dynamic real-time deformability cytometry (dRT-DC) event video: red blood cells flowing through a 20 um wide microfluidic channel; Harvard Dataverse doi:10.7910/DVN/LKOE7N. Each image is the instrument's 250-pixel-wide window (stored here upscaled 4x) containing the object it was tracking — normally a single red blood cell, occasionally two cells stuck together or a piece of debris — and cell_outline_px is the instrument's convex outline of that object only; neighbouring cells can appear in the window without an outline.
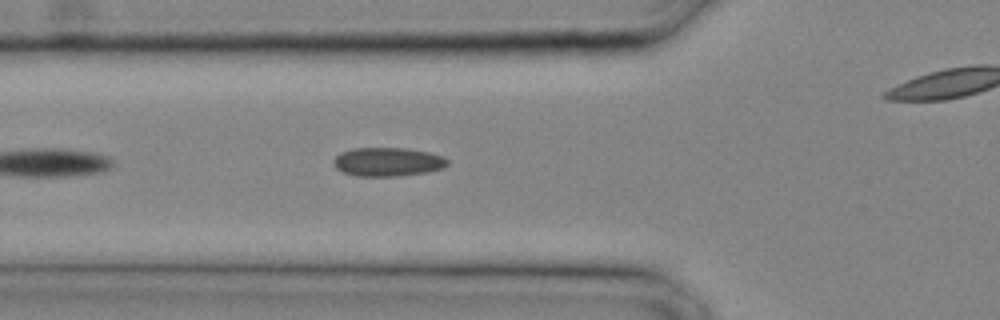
{"species": "common noctule bat (a hibernating species)", "species_latin": "Nyctalus noctula", "temperature_condition": "cold", "stored_images_in_passage": 22, "camera_frame_rate_fps": 3000, "um_per_image_px": 0.085, "animal": {"sex": "male", "body_mass_g": 20.4}, "frame": {"image": 1, "passage_image": 10, "time_ms": 3.0, "image_size_px": [1000, 320], "cell_outline_px": [[448, 164], [444, 168], [428, 172], [400, 176], [356, 176], [344, 172], [336, 168], [332, 164], [332, 160], [340, 152], [352, 148], [408, 148], [428, 152], [444, 156], [448, 160]], "centroid_in_image_um": [32.96, 13.76], "position_along_channel_um": 92.8, "area_um2": 19.36}}
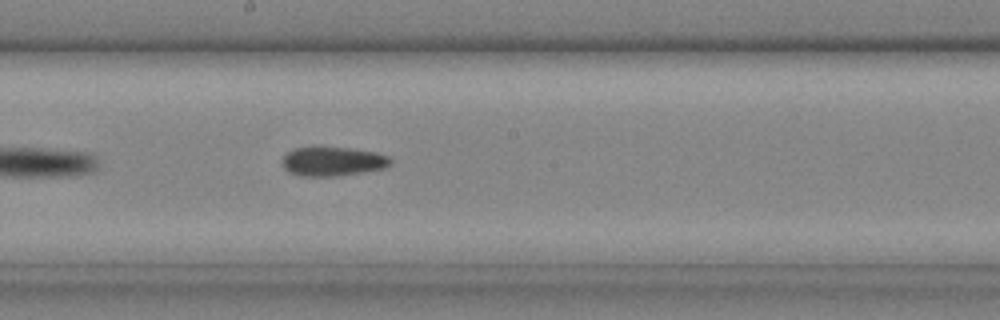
{"frame": {"image": 2, "passage_image": 16, "time_ms": 5.0, "image_size_px": [1000, 320], "cell_outline_px": [[392, 164], [384, 168], [336, 176], [304, 176], [288, 172], [284, 168], [284, 156], [292, 148], [316, 144], [348, 148], [376, 152], [388, 156], [392, 160]], "centroid_in_image_um": [28.26, 13.67], "position_along_channel_um": 219.9, "area_um2": 18.84}}
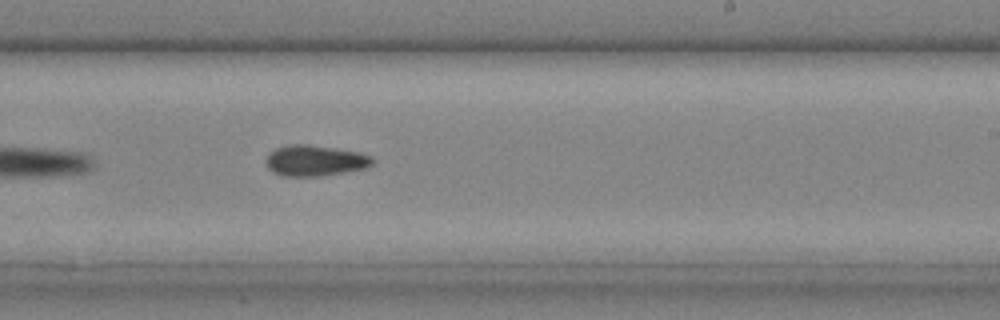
{"frame": {"image": 3, "passage_image": 18, "time_ms": 5.667, "image_size_px": [1000, 320], "cell_outline_px": [[376, 160], [368, 168], [320, 176], [280, 176], [272, 172], [268, 168], [264, 160], [268, 152], [276, 148], [292, 144], [308, 144], [336, 148], [360, 152], [372, 156]], "centroid_in_image_um": [26.77, 13.65], "position_along_channel_um": 262.2, "area_um2": 19.54}}